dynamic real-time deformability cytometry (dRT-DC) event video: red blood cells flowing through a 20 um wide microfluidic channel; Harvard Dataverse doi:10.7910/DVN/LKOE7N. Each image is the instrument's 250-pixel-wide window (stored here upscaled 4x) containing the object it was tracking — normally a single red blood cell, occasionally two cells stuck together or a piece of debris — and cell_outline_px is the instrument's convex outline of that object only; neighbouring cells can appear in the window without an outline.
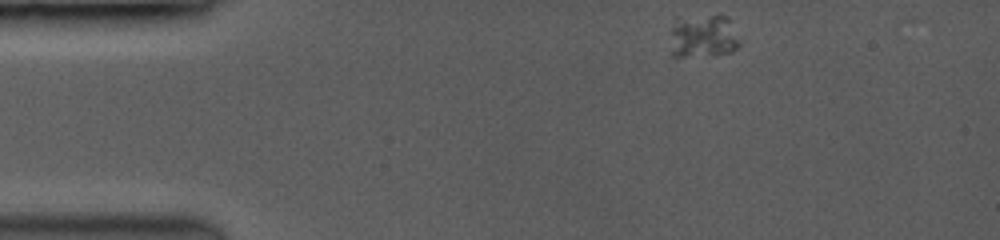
{"species": "common noctule bat (a hibernating species)", "species_latin": "Nyctalus noctula", "temperature_condition": "room temperature", "stored_images_in_passage": 17, "camera_frame_rate_fps": 3500, "um_per_image_px": 0.085, "animal": {"sex": "female", "body_mass_g": 19.0, "forearm_length_mm": 53.3}, "frame": {"image": 1, "passage_image": 1, "time_ms": 0.0, "image_size_px": [1000, 240], "cell_outline_px": [[736, 48], [728, 52], [680, 56], [672, 56], [672, 28], [684, 24], [712, 16], [724, 16], [728, 20], [736, 40]], "centroid_in_image_um": [59.79, 3.17], "position_along_channel_um": 25.2, "area_um2": 14.91}}
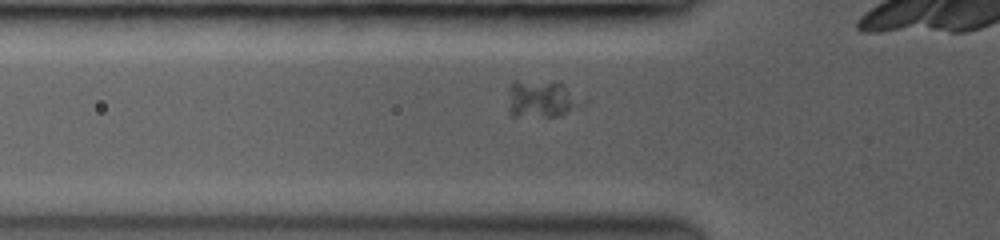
{"frame": {"image": 2, "passage_image": 8, "time_ms": 3.143, "image_size_px": [1000, 240], "cell_outline_px": [[572, 104], [564, 112], [556, 116], [512, 116], [508, 108], [508, 84], [512, 80], [556, 80], [564, 88]], "centroid_in_image_um": [45.66, 8.35], "position_along_channel_um": 80.1, "area_um2": 14.74}}
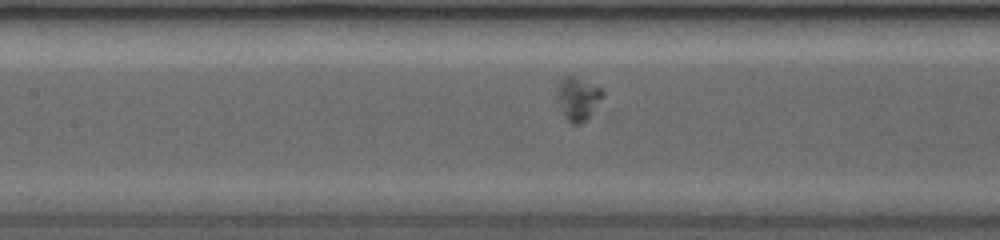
{"frame": {"image": 3, "passage_image": 13, "time_ms": 5.143, "image_size_px": [1000, 240], "cell_outline_px": [[604, 92], [588, 116], [580, 124], [572, 124], [564, 116], [560, 96], [560, 80], [568, 72], [600, 88]], "centroid_in_image_um": [49.13, 8.32], "position_along_channel_um": 158.3, "area_um2": 10.64}}